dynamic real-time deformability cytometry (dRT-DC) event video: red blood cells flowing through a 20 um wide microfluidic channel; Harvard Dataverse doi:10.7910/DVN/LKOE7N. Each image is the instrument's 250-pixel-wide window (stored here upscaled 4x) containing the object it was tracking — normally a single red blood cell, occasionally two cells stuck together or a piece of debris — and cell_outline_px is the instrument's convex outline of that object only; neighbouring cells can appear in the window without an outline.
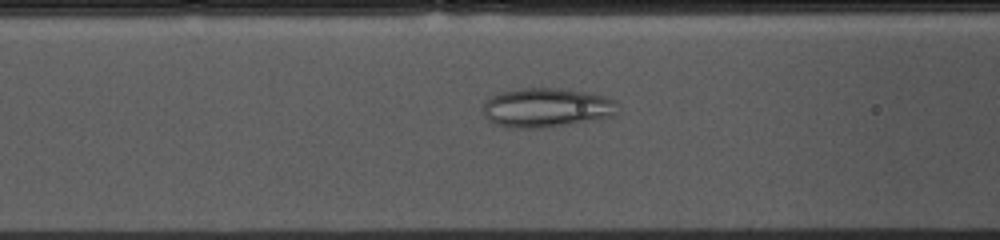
{"species": "common noctule bat (a hibernating species)", "species_latin": "Nyctalus noctula", "temperature_condition": "cold", "stored_images_in_passage": 53, "camera_frame_rate_fps": 3000, "um_per_image_px": 0.085, "animal": {"sex": "female", "body_mass_g": 10.0, "forearm_length_mm": 53.1}, "frame": {"image": 1, "passage_image": 19, "time_ms": 6.0, "image_size_px": [1000, 240], "cell_outline_px": [[616, 104], [612, 116], [592, 120], [548, 128], [508, 128], [496, 124], [488, 120], [484, 116], [484, 104], [492, 96], [500, 92], [524, 88], [556, 88], [604, 96], [616, 100]], "centroid_in_image_um": [46.4, 9.17], "position_along_channel_um": 120.2, "area_um2": 30.46}}
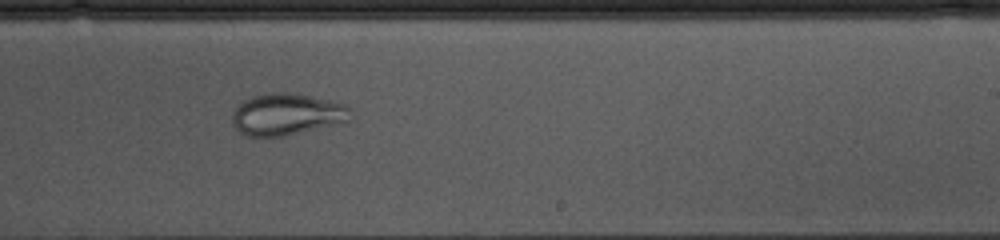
{"frame": {"image": 2, "passage_image": 31, "time_ms": 10.0, "image_size_px": [1000, 240], "cell_outline_px": [[352, 108], [348, 120], [344, 124], [284, 136], [248, 136], [240, 132], [232, 124], [232, 112], [244, 100], [252, 96], [272, 92], [284, 92], [308, 96], [328, 100], [344, 104]], "centroid_in_image_um": [24.4, 9.73], "position_along_channel_um": 264.6, "area_um2": 28.9}}
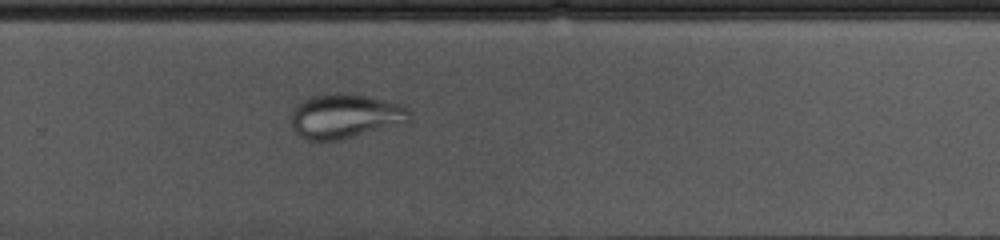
{"frame": {"image": 3, "passage_image": 34, "time_ms": 11.0, "image_size_px": [1000, 240], "cell_outline_px": [[412, 112], [408, 124], [340, 140], [308, 140], [300, 136], [292, 128], [292, 112], [296, 104], [308, 96], [336, 92], [344, 92], [368, 96], [404, 104]], "centroid_in_image_um": [29.4, 9.86], "position_along_channel_um": 300.4, "area_um2": 31.56}}